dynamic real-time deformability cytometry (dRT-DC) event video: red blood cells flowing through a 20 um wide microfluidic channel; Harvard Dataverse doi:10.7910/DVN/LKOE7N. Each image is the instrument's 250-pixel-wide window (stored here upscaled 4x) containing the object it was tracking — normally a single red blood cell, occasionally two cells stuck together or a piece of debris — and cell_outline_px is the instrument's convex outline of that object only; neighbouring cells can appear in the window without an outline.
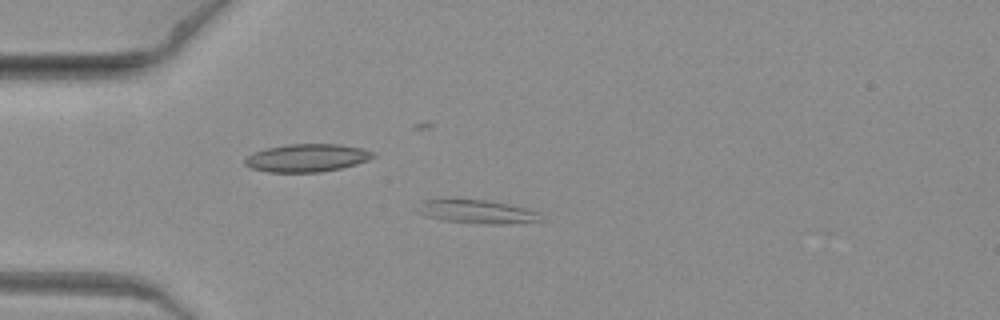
{"species": "common noctule bat (a hibernating species)", "species_latin": "Nyctalus noctula", "temperature_condition": "warm", "stored_images_in_passage": 8, "camera_frame_rate_fps": 3000, "um_per_image_px": 0.085, "animal": {"sex": "female", "body_mass_g": 19.3, "forearm_length_mm": 54.1}, "frame": {"image": 1, "passage_image": 7, "time_ms": 2.0, "image_size_px": [1000, 320], "cell_outline_px": [[540, 220], [512, 224], [476, 224], [444, 220], [428, 216], [420, 212], [416, 208], [424, 200], [440, 196], [452, 196], [484, 200], [508, 204], [528, 208], [536, 212]], "centroid_in_image_um": [40.43, 17.94], "position_along_channel_um": 44.6, "area_um2": 17.51}}